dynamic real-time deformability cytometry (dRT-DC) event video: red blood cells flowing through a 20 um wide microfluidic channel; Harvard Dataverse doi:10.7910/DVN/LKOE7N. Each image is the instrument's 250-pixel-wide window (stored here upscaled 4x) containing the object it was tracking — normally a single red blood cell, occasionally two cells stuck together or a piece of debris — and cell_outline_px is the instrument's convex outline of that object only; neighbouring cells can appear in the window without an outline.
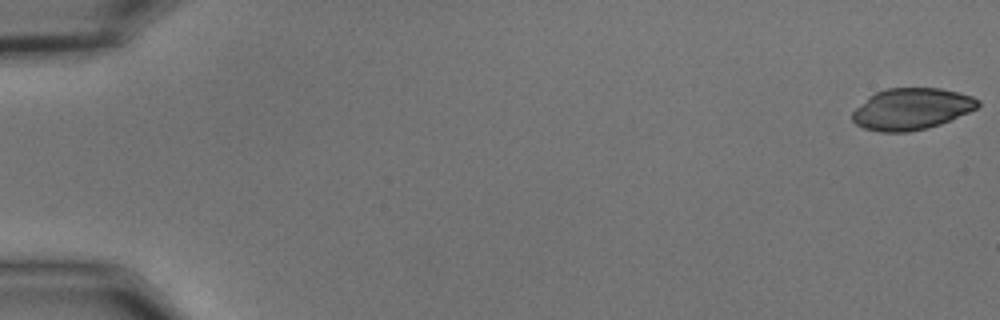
{"species": "common noctule bat (a hibernating species)", "species_latin": "Nyctalus noctula", "temperature_condition": "cold", "stored_images_in_passage": 55, "camera_frame_rate_fps": 3000, "um_per_image_px": 0.085, "animal": {"sex": "male", "body_mass_g": 15.6}, "frame": {"image": 1, "passage_image": 1, "time_ms": 0.0, "image_size_px": [1000, 320], "cell_outline_px": [[980, 104], [976, 108], [968, 112], [940, 124], [928, 128], [908, 132], [880, 132], [864, 128], [856, 124], [852, 120], [852, 112], [868, 96], [876, 92], [888, 88], [940, 88], [960, 92], [972, 96], [980, 100]], "centroid_in_image_um": [77.47, 9.26], "position_along_channel_um": 7.5, "area_um2": 30.4}}